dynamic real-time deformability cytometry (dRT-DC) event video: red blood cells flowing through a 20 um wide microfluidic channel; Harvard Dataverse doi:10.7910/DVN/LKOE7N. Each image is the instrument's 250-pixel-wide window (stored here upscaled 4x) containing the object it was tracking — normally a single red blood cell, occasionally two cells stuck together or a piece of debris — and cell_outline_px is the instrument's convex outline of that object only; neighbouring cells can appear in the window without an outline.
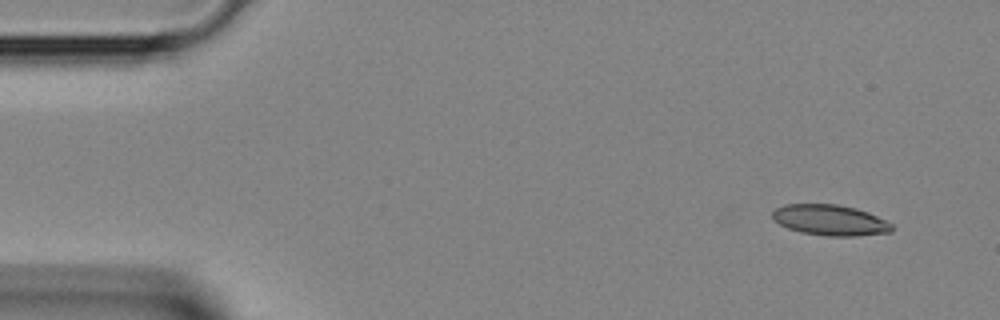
{"species": "Egyptian fruit bat (a non-hibernating species)", "species_latin": "Rousettus aegyptiacus", "temperature_condition": "room temperature", "stored_images_in_passage": 2, "camera_frame_rate_fps": 3000, "um_per_image_px": 0.085, "animal": {"sex": "female"}, "frame": {"image": 1, "passage_image": 1, "time_ms": 0.0, "image_size_px": [1000, 320], "cell_outline_px": [[892, 232], [856, 236], [828, 236], [800, 232], [788, 228], [780, 224], [772, 216], [772, 212], [776, 208], [784, 204], [836, 204], [856, 208], [868, 212], [892, 224]], "centroid_in_image_um": [70.56, 18.71], "position_along_channel_um": 14.4, "area_um2": 21.27}}